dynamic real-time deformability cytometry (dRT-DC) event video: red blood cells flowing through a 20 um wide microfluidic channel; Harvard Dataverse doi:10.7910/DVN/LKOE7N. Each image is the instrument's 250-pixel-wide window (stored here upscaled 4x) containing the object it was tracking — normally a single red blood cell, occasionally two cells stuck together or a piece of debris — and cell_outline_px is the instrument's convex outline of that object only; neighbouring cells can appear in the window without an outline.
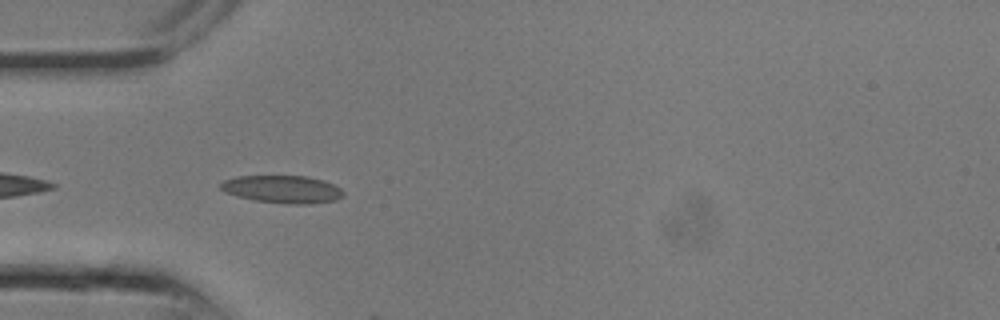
{"species": "common noctule bat (a hibernating species)", "species_latin": "Nyctalus noctula", "temperature_condition": "room temperature", "stored_images_in_passage": 3, "camera_frame_rate_fps": 3000, "um_per_image_px": 0.085, "animal": {"sex": "male", "body_mass_g": 13.3}, "frame": {"image": 1, "passage_image": 1, "time_ms": 0.0, "image_size_px": [1000, 320], "cell_outline_px": [[344, 196], [336, 200], [308, 204], [288, 204], [256, 200], [224, 192], [220, 188], [220, 184], [224, 180], [236, 176], [308, 176], [324, 180], [340, 188], [344, 192]], "centroid_in_image_um": [24.04, 16.08], "position_along_channel_um": 61.0, "area_um2": 19.71}}